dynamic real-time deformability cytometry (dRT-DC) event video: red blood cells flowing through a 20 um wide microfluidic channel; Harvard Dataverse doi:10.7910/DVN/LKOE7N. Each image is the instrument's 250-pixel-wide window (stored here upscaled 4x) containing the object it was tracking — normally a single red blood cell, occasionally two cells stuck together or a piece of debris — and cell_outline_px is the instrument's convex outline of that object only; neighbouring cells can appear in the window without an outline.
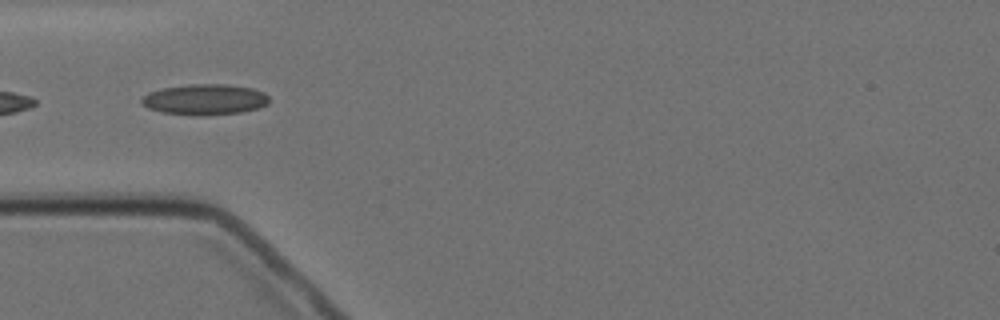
{"species": "Egyptian fruit bat (a non-hibernating species)", "species_latin": "Rousettus aegyptiacus", "temperature_condition": "cold", "stored_images_in_passage": 7, "camera_frame_rate_fps": 3000, "um_per_image_px": 0.085, "animal": {"sex": "female"}, "frame": {"image": 1, "passage_image": 5, "time_ms": 4.667, "image_size_px": [1000, 320], "cell_outline_px": [[268, 104], [260, 108], [240, 112], [196, 116], [192, 116], [160, 112], [148, 108], [140, 104], [140, 100], [148, 92], [164, 88], [188, 84], [224, 84], [252, 88], [264, 92], [268, 96]], "centroid_in_image_um": [17.39, 8.46], "position_along_channel_um": 67.6, "area_um2": 23.0}}
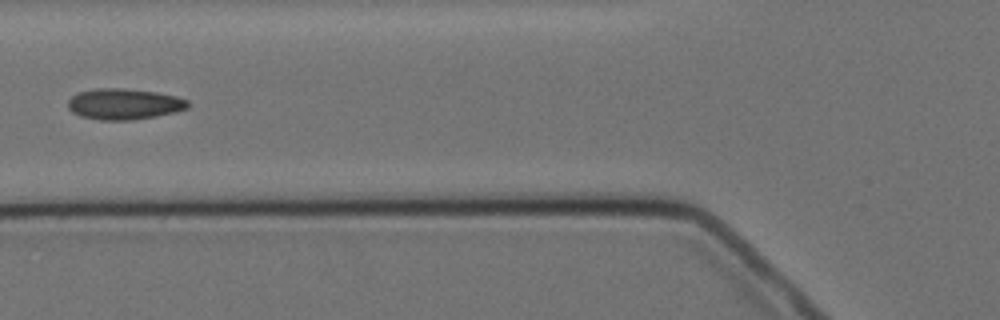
{"frame": {"image": 2, "passage_image": 6, "time_ms": 6.0, "image_size_px": [1000, 320], "cell_outline_px": [[188, 108], [156, 116], [132, 120], [104, 120], [80, 116], [72, 112], [68, 108], [68, 100], [72, 96], [80, 92], [96, 88], [124, 88], [156, 92], [176, 96], [188, 100]], "centroid_in_image_um": [10.53, 8.84], "position_along_channel_um": 115.3, "area_um2": 21.5}}
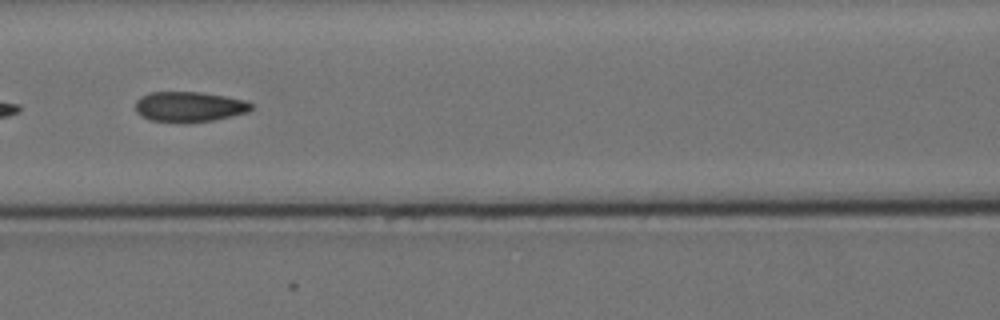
{"frame": {"image": 3, "passage_image": 7, "time_ms": 7.0, "image_size_px": [1000, 320], "cell_outline_px": [[252, 108], [248, 112], [212, 120], [188, 124], [180, 124], [148, 120], [140, 116], [136, 112], [136, 100], [140, 96], [148, 92], [200, 92], [224, 96], [244, 100], [252, 104]], "centroid_in_image_um": [16.02, 9.09], "position_along_channel_um": 150.6, "area_um2": 20.81}}